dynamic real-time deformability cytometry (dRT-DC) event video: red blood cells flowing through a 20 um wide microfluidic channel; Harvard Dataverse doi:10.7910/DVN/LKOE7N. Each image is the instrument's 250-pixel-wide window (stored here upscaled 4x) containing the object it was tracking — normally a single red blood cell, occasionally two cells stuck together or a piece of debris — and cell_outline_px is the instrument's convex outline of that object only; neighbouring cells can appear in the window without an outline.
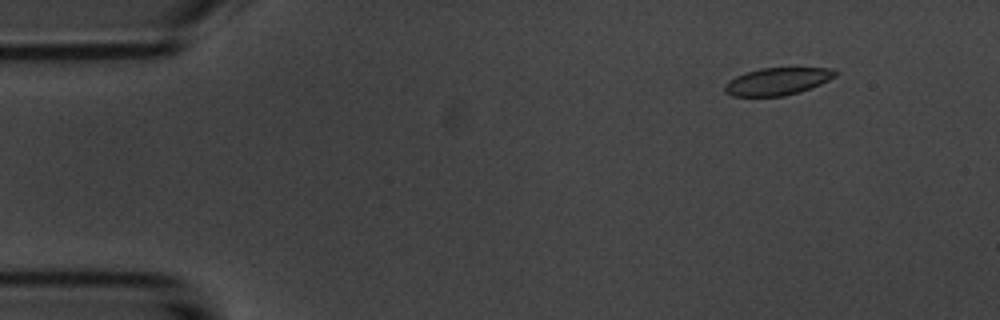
{"species": "common noctule bat (a hibernating species)", "species_latin": "Nyctalus noctula", "temperature_condition": "room temperature", "stored_images_in_passage": 4, "camera_frame_rate_fps": 3000, "um_per_image_px": 0.085, "animal": {"sex": "male", "body_mass_g": 20.1, "forearm_length_mm": 53.5}, "frame": {"image": 1, "passage_image": 1, "time_ms": 0.0, "image_size_px": [1000, 320], "cell_outline_px": [[836, 76], [820, 84], [800, 92], [784, 96], [732, 96], [724, 92], [724, 84], [728, 80], [744, 72], [760, 68], [832, 68], [836, 72]], "centroid_in_image_um": [66.03, 6.92], "position_along_channel_um": 19.0, "area_um2": 17.69}}
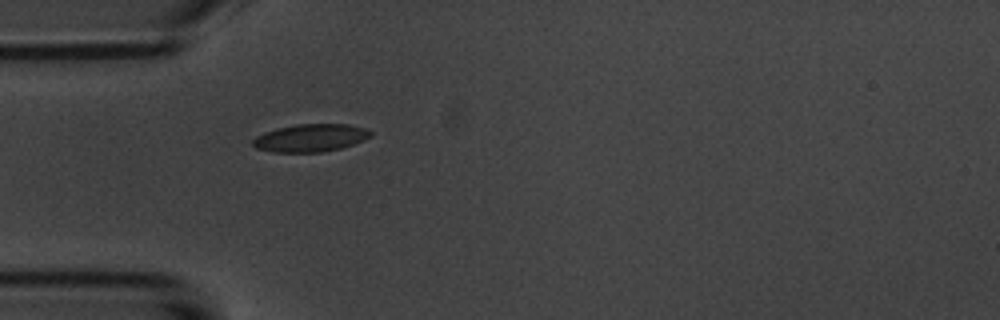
{"frame": {"image": 2, "passage_image": 4, "time_ms": 3.333, "image_size_px": [1000, 320], "cell_outline_px": [[372, 136], [364, 140], [340, 148], [320, 152], [272, 152], [256, 148], [252, 144], [252, 140], [256, 136], [264, 132], [276, 128], [296, 124], [348, 124], [364, 128], [372, 132]], "centroid_in_image_um": [26.37, 11.71], "position_along_channel_um": 58.6, "area_um2": 19.02}}